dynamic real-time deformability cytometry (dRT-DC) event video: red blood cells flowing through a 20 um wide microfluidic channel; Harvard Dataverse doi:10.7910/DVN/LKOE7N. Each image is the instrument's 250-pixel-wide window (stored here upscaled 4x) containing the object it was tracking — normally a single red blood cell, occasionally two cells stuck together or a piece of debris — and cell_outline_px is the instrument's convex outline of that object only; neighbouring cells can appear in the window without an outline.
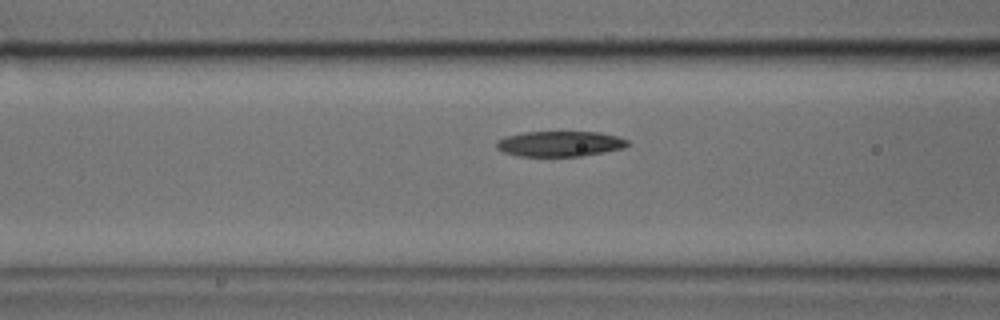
{"species": "common noctule bat (a hibernating species)", "species_latin": "Nyctalus noctula", "temperature_condition": "cold", "stored_images_in_passage": 32, "camera_frame_rate_fps": 3000, "um_per_image_px": 0.085, "animal": {"sex": "male", "body_mass_g": 17.9, "forearm_length_mm": 54.2}, "frame": {"image": 1, "passage_image": 10, "time_ms": 3.0, "image_size_px": [1000, 320], "cell_outline_px": [[628, 144], [624, 148], [580, 156], [516, 156], [504, 152], [496, 148], [496, 140], [508, 136], [524, 132], [600, 132], [616, 136], [628, 140]], "centroid_in_image_um": [47.56, 12.22], "position_along_channel_um": 119.0, "area_um2": 19.31}}
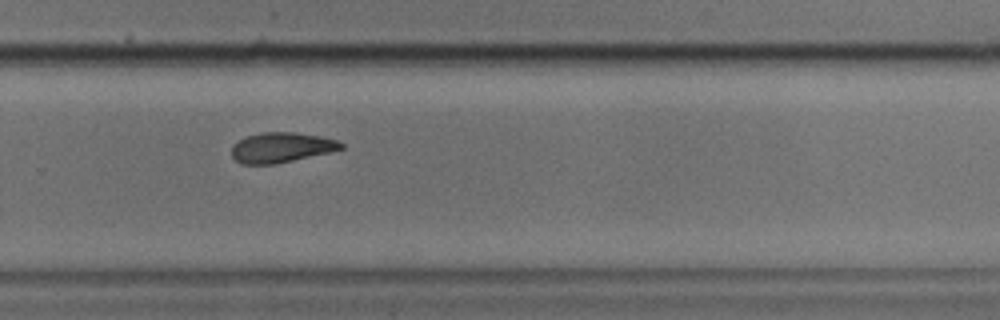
{"frame": {"image": 2, "passage_image": 24, "time_ms": 7.667, "image_size_px": [1000, 320], "cell_outline_px": [[344, 148], [328, 152], [292, 160], [272, 164], [244, 164], [236, 160], [232, 156], [232, 144], [248, 136], [260, 132], [296, 132], [320, 136], [336, 140], [344, 144]], "centroid_in_image_um": [23.9, 12.52], "position_along_channel_um": 305.9, "area_um2": 18.9}}
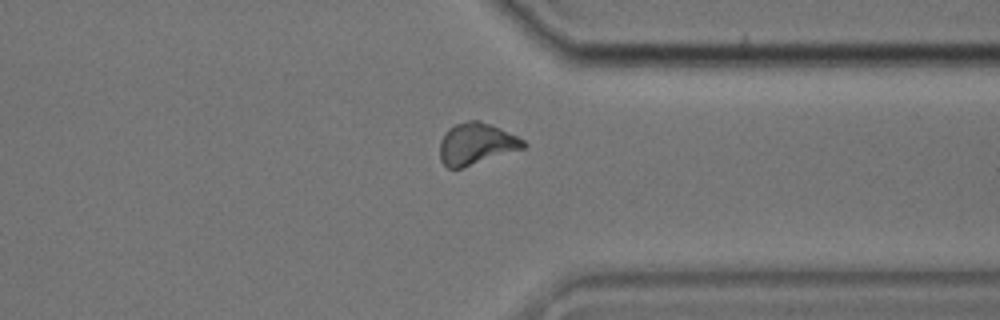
{"frame": {"image": 3, "passage_image": 29, "time_ms": 9.333, "image_size_px": [1000, 320], "cell_outline_px": [[528, 144], [524, 148], [460, 168], [448, 168], [440, 160], [440, 140], [448, 128], [456, 124], [468, 120], [480, 120], [500, 128], [524, 140]], "centroid_in_image_um": [40.46, 12.21], "position_along_channel_um": 370.9, "area_um2": 20.06}}